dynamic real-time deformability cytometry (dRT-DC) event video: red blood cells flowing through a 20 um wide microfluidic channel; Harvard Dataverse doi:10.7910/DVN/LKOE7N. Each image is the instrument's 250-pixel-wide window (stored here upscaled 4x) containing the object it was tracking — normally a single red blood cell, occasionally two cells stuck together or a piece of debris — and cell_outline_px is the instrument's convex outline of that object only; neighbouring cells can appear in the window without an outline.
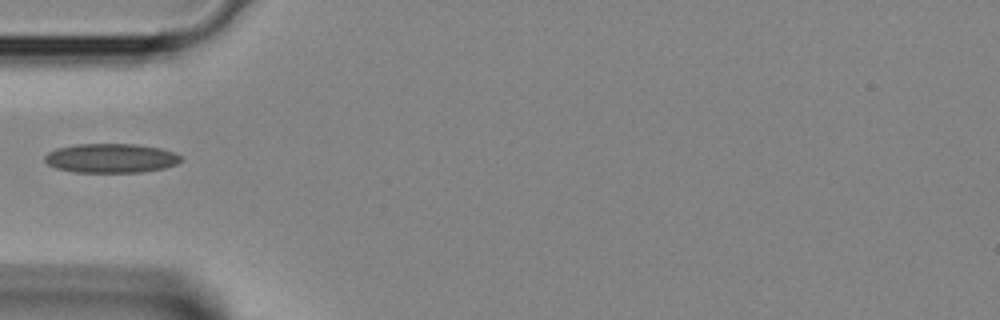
{"species": "Egyptian fruit bat (a non-hibernating species)", "species_latin": "Rousettus aegyptiacus", "temperature_condition": "room temperature", "stored_images_in_passage": 2, "camera_frame_rate_fps": 3000, "um_per_image_px": 0.085, "animal": {"sex": "female"}, "frame": {"image": 1, "passage_image": 2, "time_ms": 0.333, "image_size_px": [1000, 320], "cell_outline_px": [[184, 160], [176, 164], [164, 168], [140, 172], [76, 172], [56, 168], [48, 164], [44, 160], [44, 156], [48, 152], [56, 148], [76, 144], [136, 144], [160, 148], [172, 152], [180, 156]], "centroid_in_image_um": [9.42, 13.44], "position_along_channel_um": 75.6, "area_um2": 23.18}}